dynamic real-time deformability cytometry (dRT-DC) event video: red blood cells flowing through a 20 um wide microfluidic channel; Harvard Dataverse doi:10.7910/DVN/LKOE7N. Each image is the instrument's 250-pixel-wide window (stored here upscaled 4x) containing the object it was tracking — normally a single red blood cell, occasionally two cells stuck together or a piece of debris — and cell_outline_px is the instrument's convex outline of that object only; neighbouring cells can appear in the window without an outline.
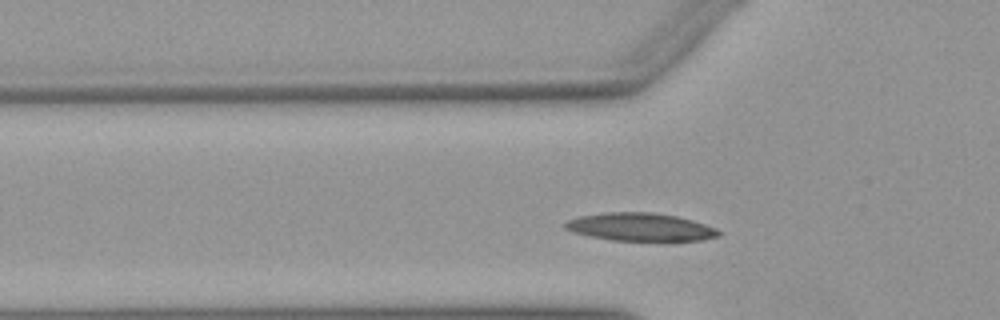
{"species": "Egyptian fruit bat (a non-hibernating species)", "species_latin": "Rousettus aegyptiacus", "temperature_condition": "warm", "stored_images_in_passage": 32, "camera_frame_rate_fps": 3000, "um_per_image_px": 0.085, "animal": {"sex": "female"}, "frame": {"image": 1, "passage_image": 7, "time_ms": 2.0, "image_size_px": [1000, 320], "cell_outline_px": [[724, 232], [720, 236], [700, 240], [672, 244], [664, 244], [612, 240], [572, 232], [564, 228], [564, 224], [568, 220], [580, 216], [604, 212], [652, 212], [676, 216], [692, 220], [716, 228]], "centroid_in_image_um": [54.53, 19.35], "position_along_channel_um": 71.3, "area_um2": 26.24}}
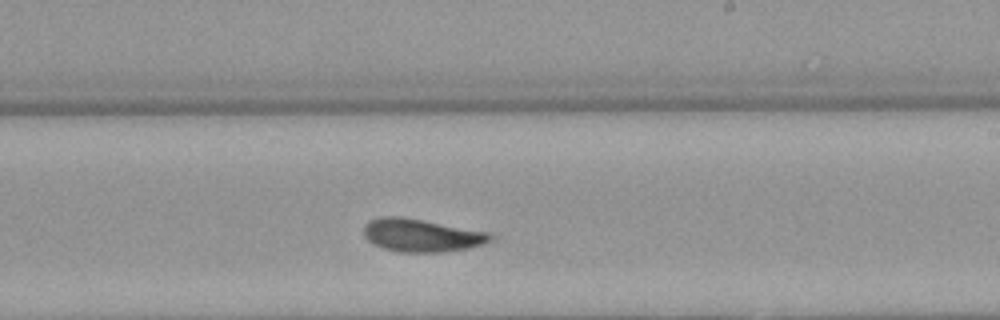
{"frame": {"image": 2, "passage_image": 21, "time_ms": 6.667, "image_size_px": [1000, 320], "cell_outline_px": [[496, 236], [492, 240], [484, 244], [468, 248], [440, 252], [400, 252], [384, 248], [372, 244], [364, 236], [364, 224], [368, 220], [384, 216], [400, 216], [488, 232]], "centroid_in_image_um": [35.82, 20.0], "position_along_channel_um": 253.2, "area_um2": 24.28}}
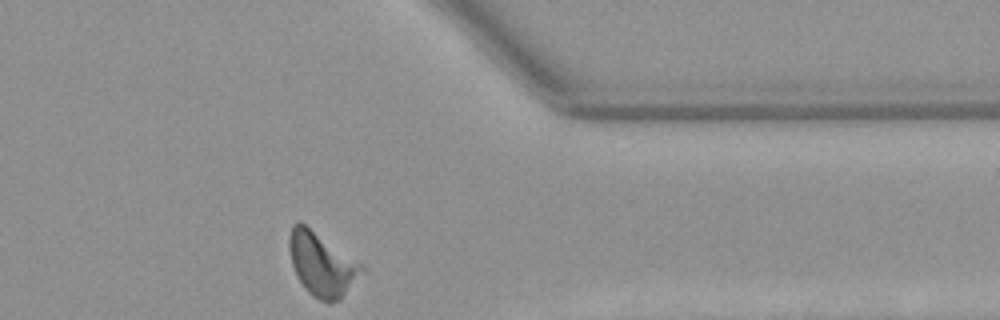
{"frame": {"image": 3, "passage_image": 32, "time_ms": 10.333, "image_size_px": [1000, 320], "cell_outline_px": [[364, 268], [340, 300], [328, 304], [312, 296], [304, 288], [296, 276], [292, 264], [288, 248], [288, 240], [292, 224], [300, 220], [360, 264]], "centroid_in_image_um": [27.27, 22.47], "position_along_channel_um": 384.1, "area_um2": 26.36}, "authors_computed_cell_mechanics": {"area_um2": 24.3049, "velocity_mm_per_s": 3.8922, "shape_relaxation_time_tau1_ms": 3.452, "shape_relaxation_time_tau2_ms": null, "deformation_change_tau1": 0.0966, "deformation_change_tau2": null}}